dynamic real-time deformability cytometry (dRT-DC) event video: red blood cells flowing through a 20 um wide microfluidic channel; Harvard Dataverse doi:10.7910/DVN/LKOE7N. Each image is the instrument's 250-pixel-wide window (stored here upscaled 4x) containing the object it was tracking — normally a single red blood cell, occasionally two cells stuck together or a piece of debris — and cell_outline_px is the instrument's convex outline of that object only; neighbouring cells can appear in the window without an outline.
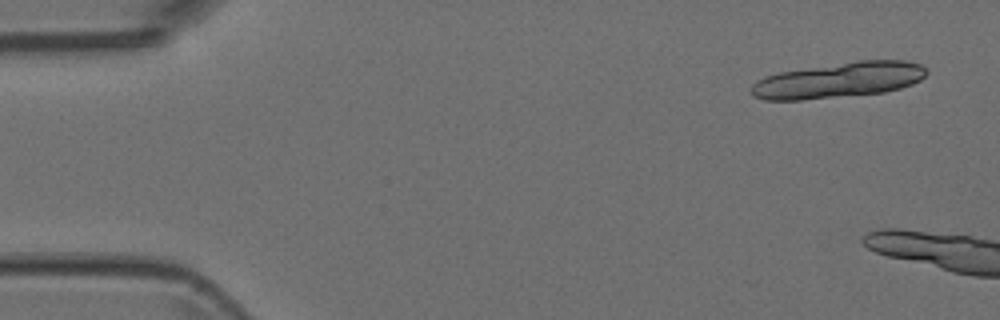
{"species": "Egyptian fruit bat (a non-hibernating species)", "species_latin": "Rousettus aegyptiacus", "temperature_condition": "room temperature", "stored_images_in_passage": 2, "camera_frame_rate_fps": 3000, "um_per_image_px": 0.085, "animal": {"sex": "female"}, "frame": {"image": 1, "passage_image": 1, "time_ms": 0.0, "image_size_px": [1000, 320], "cell_outline_px": [[928, 72], [920, 80], [912, 84], [900, 88], [884, 92], [804, 100], [764, 100], [752, 96], [748, 92], [748, 88], [756, 80], [780, 72], [860, 60], [908, 60], [920, 64]], "centroid_in_image_um": [71.25, 6.82], "position_along_channel_um": 13.7, "area_um2": 36.3}}